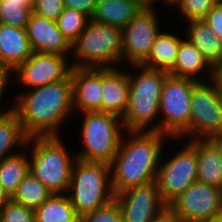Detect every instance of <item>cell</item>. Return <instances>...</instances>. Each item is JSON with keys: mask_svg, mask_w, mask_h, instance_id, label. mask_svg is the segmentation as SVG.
I'll return each mask as SVG.
<instances>
[{"mask_svg": "<svg viewBox=\"0 0 222 222\" xmlns=\"http://www.w3.org/2000/svg\"><path fill=\"white\" fill-rule=\"evenodd\" d=\"M34 212L36 222H79L67 193L51 194Z\"/></svg>", "mask_w": 222, "mask_h": 222, "instance_id": "25", "label": "cell"}, {"mask_svg": "<svg viewBox=\"0 0 222 222\" xmlns=\"http://www.w3.org/2000/svg\"><path fill=\"white\" fill-rule=\"evenodd\" d=\"M79 222H123L121 210L115 200L108 205L79 217Z\"/></svg>", "mask_w": 222, "mask_h": 222, "instance_id": "32", "label": "cell"}, {"mask_svg": "<svg viewBox=\"0 0 222 222\" xmlns=\"http://www.w3.org/2000/svg\"><path fill=\"white\" fill-rule=\"evenodd\" d=\"M70 74L74 113L102 112V68L72 67Z\"/></svg>", "mask_w": 222, "mask_h": 222, "instance_id": "15", "label": "cell"}, {"mask_svg": "<svg viewBox=\"0 0 222 222\" xmlns=\"http://www.w3.org/2000/svg\"><path fill=\"white\" fill-rule=\"evenodd\" d=\"M152 222H177V216L167 207L159 213Z\"/></svg>", "mask_w": 222, "mask_h": 222, "instance_id": "37", "label": "cell"}, {"mask_svg": "<svg viewBox=\"0 0 222 222\" xmlns=\"http://www.w3.org/2000/svg\"><path fill=\"white\" fill-rule=\"evenodd\" d=\"M165 159L166 162H162L161 156L156 184L163 201L169 205L193 182L197 181L196 139H189L177 154L169 159L165 157Z\"/></svg>", "mask_w": 222, "mask_h": 222, "instance_id": "9", "label": "cell"}, {"mask_svg": "<svg viewBox=\"0 0 222 222\" xmlns=\"http://www.w3.org/2000/svg\"><path fill=\"white\" fill-rule=\"evenodd\" d=\"M168 73L175 77L191 78L196 81H203L201 79L203 77L205 78L204 81H207V79L211 80L213 77V67L196 46L185 38V40H181L176 62ZM201 74L205 76L201 77Z\"/></svg>", "mask_w": 222, "mask_h": 222, "instance_id": "19", "label": "cell"}, {"mask_svg": "<svg viewBox=\"0 0 222 222\" xmlns=\"http://www.w3.org/2000/svg\"><path fill=\"white\" fill-rule=\"evenodd\" d=\"M71 53L73 56L69 58L72 59V67L122 66V29L89 19L72 45Z\"/></svg>", "mask_w": 222, "mask_h": 222, "instance_id": "5", "label": "cell"}, {"mask_svg": "<svg viewBox=\"0 0 222 222\" xmlns=\"http://www.w3.org/2000/svg\"><path fill=\"white\" fill-rule=\"evenodd\" d=\"M64 9L63 0H35L32 11L39 16L57 21Z\"/></svg>", "mask_w": 222, "mask_h": 222, "instance_id": "33", "label": "cell"}, {"mask_svg": "<svg viewBox=\"0 0 222 222\" xmlns=\"http://www.w3.org/2000/svg\"><path fill=\"white\" fill-rule=\"evenodd\" d=\"M67 194L79 217L111 203L115 195L110 165L76 159Z\"/></svg>", "mask_w": 222, "mask_h": 222, "instance_id": "6", "label": "cell"}, {"mask_svg": "<svg viewBox=\"0 0 222 222\" xmlns=\"http://www.w3.org/2000/svg\"><path fill=\"white\" fill-rule=\"evenodd\" d=\"M219 0H175L171 6L177 7L183 20H203L207 12Z\"/></svg>", "mask_w": 222, "mask_h": 222, "instance_id": "30", "label": "cell"}, {"mask_svg": "<svg viewBox=\"0 0 222 222\" xmlns=\"http://www.w3.org/2000/svg\"><path fill=\"white\" fill-rule=\"evenodd\" d=\"M145 5L142 0H97L91 19L122 29Z\"/></svg>", "mask_w": 222, "mask_h": 222, "instance_id": "20", "label": "cell"}, {"mask_svg": "<svg viewBox=\"0 0 222 222\" xmlns=\"http://www.w3.org/2000/svg\"><path fill=\"white\" fill-rule=\"evenodd\" d=\"M128 134V136H126ZM171 138L158 131H126L110 164L114 195L123 190L156 182L165 140Z\"/></svg>", "mask_w": 222, "mask_h": 222, "instance_id": "2", "label": "cell"}, {"mask_svg": "<svg viewBox=\"0 0 222 222\" xmlns=\"http://www.w3.org/2000/svg\"><path fill=\"white\" fill-rule=\"evenodd\" d=\"M63 2L65 8L80 11L91 19L97 0H63Z\"/></svg>", "mask_w": 222, "mask_h": 222, "instance_id": "36", "label": "cell"}, {"mask_svg": "<svg viewBox=\"0 0 222 222\" xmlns=\"http://www.w3.org/2000/svg\"><path fill=\"white\" fill-rule=\"evenodd\" d=\"M80 114L84 118L80 133L84 147L75 153L77 159L110 165L117 154L124 132L121 117L100 111Z\"/></svg>", "mask_w": 222, "mask_h": 222, "instance_id": "7", "label": "cell"}, {"mask_svg": "<svg viewBox=\"0 0 222 222\" xmlns=\"http://www.w3.org/2000/svg\"><path fill=\"white\" fill-rule=\"evenodd\" d=\"M27 140L15 111L0 115V161L21 151L20 149L27 152ZM13 148L17 150L13 151Z\"/></svg>", "mask_w": 222, "mask_h": 222, "instance_id": "24", "label": "cell"}, {"mask_svg": "<svg viewBox=\"0 0 222 222\" xmlns=\"http://www.w3.org/2000/svg\"><path fill=\"white\" fill-rule=\"evenodd\" d=\"M51 192L29 170L18 185L11 199L15 202L35 210L50 196Z\"/></svg>", "mask_w": 222, "mask_h": 222, "instance_id": "27", "label": "cell"}, {"mask_svg": "<svg viewBox=\"0 0 222 222\" xmlns=\"http://www.w3.org/2000/svg\"><path fill=\"white\" fill-rule=\"evenodd\" d=\"M220 191H221V201H222V186H221V188H220Z\"/></svg>", "mask_w": 222, "mask_h": 222, "instance_id": "47", "label": "cell"}, {"mask_svg": "<svg viewBox=\"0 0 222 222\" xmlns=\"http://www.w3.org/2000/svg\"><path fill=\"white\" fill-rule=\"evenodd\" d=\"M32 54L26 28L0 24V66L15 70Z\"/></svg>", "mask_w": 222, "mask_h": 222, "instance_id": "18", "label": "cell"}, {"mask_svg": "<svg viewBox=\"0 0 222 222\" xmlns=\"http://www.w3.org/2000/svg\"><path fill=\"white\" fill-rule=\"evenodd\" d=\"M222 133V96L220 89L211 80L199 81L192 90L190 137L209 140Z\"/></svg>", "mask_w": 222, "mask_h": 222, "instance_id": "10", "label": "cell"}, {"mask_svg": "<svg viewBox=\"0 0 222 222\" xmlns=\"http://www.w3.org/2000/svg\"><path fill=\"white\" fill-rule=\"evenodd\" d=\"M177 222H204V221L183 219V218H178V217H177Z\"/></svg>", "mask_w": 222, "mask_h": 222, "instance_id": "42", "label": "cell"}, {"mask_svg": "<svg viewBox=\"0 0 222 222\" xmlns=\"http://www.w3.org/2000/svg\"><path fill=\"white\" fill-rule=\"evenodd\" d=\"M210 29L222 41V0H219L203 19Z\"/></svg>", "mask_w": 222, "mask_h": 222, "instance_id": "34", "label": "cell"}, {"mask_svg": "<svg viewBox=\"0 0 222 222\" xmlns=\"http://www.w3.org/2000/svg\"><path fill=\"white\" fill-rule=\"evenodd\" d=\"M150 1H151L152 3H154V4L157 3V2H159V3L161 2V0H150Z\"/></svg>", "mask_w": 222, "mask_h": 222, "instance_id": "46", "label": "cell"}, {"mask_svg": "<svg viewBox=\"0 0 222 222\" xmlns=\"http://www.w3.org/2000/svg\"><path fill=\"white\" fill-rule=\"evenodd\" d=\"M7 1L20 2V4L24 7H33L35 3V0H7Z\"/></svg>", "mask_w": 222, "mask_h": 222, "instance_id": "41", "label": "cell"}, {"mask_svg": "<svg viewBox=\"0 0 222 222\" xmlns=\"http://www.w3.org/2000/svg\"><path fill=\"white\" fill-rule=\"evenodd\" d=\"M30 146L29 170L52 194L67 193L76 155L71 157L60 136L28 138Z\"/></svg>", "mask_w": 222, "mask_h": 222, "instance_id": "4", "label": "cell"}, {"mask_svg": "<svg viewBox=\"0 0 222 222\" xmlns=\"http://www.w3.org/2000/svg\"><path fill=\"white\" fill-rule=\"evenodd\" d=\"M197 181L221 188L222 156L209 140H196Z\"/></svg>", "mask_w": 222, "mask_h": 222, "instance_id": "22", "label": "cell"}, {"mask_svg": "<svg viewBox=\"0 0 222 222\" xmlns=\"http://www.w3.org/2000/svg\"><path fill=\"white\" fill-rule=\"evenodd\" d=\"M0 222H36L35 212L33 209L10 199L0 209Z\"/></svg>", "mask_w": 222, "mask_h": 222, "instance_id": "31", "label": "cell"}, {"mask_svg": "<svg viewBox=\"0 0 222 222\" xmlns=\"http://www.w3.org/2000/svg\"><path fill=\"white\" fill-rule=\"evenodd\" d=\"M11 77H13V80H14V69H11L9 67L0 66V104H1V102H3L2 99H4L3 96L6 94L5 90L7 89L6 87L9 83V81L11 80ZM13 100L14 101H13L12 105L10 107H8V109H6V111H5V108H4V111L2 109H0V115L14 111L15 98Z\"/></svg>", "mask_w": 222, "mask_h": 222, "instance_id": "35", "label": "cell"}, {"mask_svg": "<svg viewBox=\"0 0 222 222\" xmlns=\"http://www.w3.org/2000/svg\"><path fill=\"white\" fill-rule=\"evenodd\" d=\"M123 222H152L168 205L163 201L156 182L134 186L115 194Z\"/></svg>", "mask_w": 222, "mask_h": 222, "instance_id": "14", "label": "cell"}, {"mask_svg": "<svg viewBox=\"0 0 222 222\" xmlns=\"http://www.w3.org/2000/svg\"><path fill=\"white\" fill-rule=\"evenodd\" d=\"M26 33L33 52L54 53L67 56L72 46L59 30L57 22L32 12Z\"/></svg>", "mask_w": 222, "mask_h": 222, "instance_id": "16", "label": "cell"}, {"mask_svg": "<svg viewBox=\"0 0 222 222\" xmlns=\"http://www.w3.org/2000/svg\"><path fill=\"white\" fill-rule=\"evenodd\" d=\"M130 66L135 67L133 70L137 69V72H128V104L121 118L124 131L159 132V123L156 120L159 118L160 96L169 73L142 65Z\"/></svg>", "mask_w": 222, "mask_h": 222, "instance_id": "3", "label": "cell"}, {"mask_svg": "<svg viewBox=\"0 0 222 222\" xmlns=\"http://www.w3.org/2000/svg\"><path fill=\"white\" fill-rule=\"evenodd\" d=\"M162 2H165L167 5H171L175 0H161Z\"/></svg>", "mask_w": 222, "mask_h": 222, "instance_id": "43", "label": "cell"}, {"mask_svg": "<svg viewBox=\"0 0 222 222\" xmlns=\"http://www.w3.org/2000/svg\"><path fill=\"white\" fill-rule=\"evenodd\" d=\"M33 7H24L20 2L0 0V24L26 28Z\"/></svg>", "mask_w": 222, "mask_h": 222, "instance_id": "29", "label": "cell"}, {"mask_svg": "<svg viewBox=\"0 0 222 222\" xmlns=\"http://www.w3.org/2000/svg\"><path fill=\"white\" fill-rule=\"evenodd\" d=\"M154 3L145 5L122 28V63L141 65L151 52L154 41L161 33L160 20Z\"/></svg>", "mask_w": 222, "mask_h": 222, "instance_id": "11", "label": "cell"}, {"mask_svg": "<svg viewBox=\"0 0 222 222\" xmlns=\"http://www.w3.org/2000/svg\"><path fill=\"white\" fill-rule=\"evenodd\" d=\"M11 199V196L0 184V209Z\"/></svg>", "mask_w": 222, "mask_h": 222, "instance_id": "40", "label": "cell"}, {"mask_svg": "<svg viewBox=\"0 0 222 222\" xmlns=\"http://www.w3.org/2000/svg\"><path fill=\"white\" fill-rule=\"evenodd\" d=\"M181 36L162 32L157 36L147 59L141 64L147 68L169 72L177 59Z\"/></svg>", "mask_w": 222, "mask_h": 222, "instance_id": "23", "label": "cell"}, {"mask_svg": "<svg viewBox=\"0 0 222 222\" xmlns=\"http://www.w3.org/2000/svg\"><path fill=\"white\" fill-rule=\"evenodd\" d=\"M146 5L151 4L152 2L150 0H142Z\"/></svg>", "mask_w": 222, "mask_h": 222, "instance_id": "45", "label": "cell"}, {"mask_svg": "<svg viewBox=\"0 0 222 222\" xmlns=\"http://www.w3.org/2000/svg\"><path fill=\"white\" fill-rule=\"evenodd\" d=\"M67 57L54 53L33 52L14 70V81L22 85L21 88L25 86V89H32L63 80L72 68Z\"/></svg>", "mask_w": 222, "mask_h": 222, "instance_id": "13", "label": "cell"}, {"mask_svg": "<svg viewBox=\"0 0 222 222\" xmlns=\"http://www.w3.org/2000/svg\"><path fill=\"white\" fill-rule=\"evenodd\" d=\"M89 19L87 15L80 11L65 8L56 22L64 38L72 46L86 27Z\"/></svg>", "mask_w": 222, "mask_h": 222, "instance_id": "28", "label": "cell"}, {"mask_svg": "<svg viewBox=\"0 0 222 222\" xmlns=\"http://www.w3.org/2000/svg\"><path fill=\"white\" fill-rule=\"evenodd\" d=\"M212 80L215 82L217 87L222 90V59L213 67Z\"/></svg>", "mask_w": 222, "mask_h": 222, "instance_id": "38", "label": "cell"}, {"mask_svg": "<svg viewBox=\"0 0 222 222\" xmlns=\"http://www.w3.org/2000/svg\"><path fill=\"white\" fill-rule=\"evenodd\" d=\"M205 222H222V217L214 219V220L205 221Z\"/></svg>", "mask_w": 222, "mask_h": 222, "instance_id": "44", "label": "cell"}, {"mask_svg": "<svg viewBox=\"0 0 222 222\" xmlns=\"http://www.w3.org/2000/svg\"><path fill=\"white\" fill-rule=\"evenodd\" d=\"M168 207L178 218L204 222L214 220L222 217L221 191L215 186L195 181Z\"/></svg>", "mask_w": 222, "mask_h": 222, "instance_id": "12", "label": "cell"}, {"mask_svg": "<svg viewBox=\"0 0 222 222\" xmlns=\"http://www.w3.org/2000/svg\"><path fill=\"white\" fill-rule=\"evenodd\" d=\"M15 96V113L28 138L59 136L60 127L73 113L71 74ZM69 117V118H68Z\"/></svg>", "mask_w": 222, "mask_h": 222, "instance_id": "1", "label": "cell"}, {"mask_svg": "<svg viewBox=\"0 0 222 222\" xmlns=\"http://www.w3.org/2000/svg\"><path fill=\"white\" fill-rule=\"evenodd\" d=\"M188 39L202 53L207 62L214 67L222 59V41L204 20L186 22Z\"/></svg>", "mask_w": 222, "mask_h": 222, "instance_id": "21", "label": "cell"}, {"mask_svg": "<svg viewBox=\"0 0 222 222\" xmlns=\"http://www.w3.org/2000/svg\"><path fill=\"white\" fill-rule=\"evenodd\" d=\"M128 72L121 67L102 68V112L123 117L128 104Z\"/></svg>", "mask_w": 222, "mask_h": 222, "instance_id": "17", "label": "cell"}, {"mask_svg": "<svg viewBox=\"0 0 222 222\" xmlns=\"http://www.w3.org/2000/svg\"><path fill=\"white\" fill-rule=\"evenodd\" d=\"M198 82L172 75L165 78L159 104L160 133L172 139L190 137L191 95Z\"/></svg>", "mask_w": 222, "mask_h": 222, "instance_id": "8", "label": "cell"}, {"mask_svg": "<svg viewBox=\"0 0 222 222\" xmlns=\"http://www.w3.org/2000/svg\"><path fill=\"white\" fill-rule=\"evenodd\" d=\"M209 141L215 146L222 156V133L212 136Z\"/></svg>", "mask_w": 222, "mask_h": 222, "instance_id": "39", "label": "cell"}, {"mask_svg": "<svg viewBox=\"0 0 222 222\" xmlns=\"http://www.w3.org/2000/svg\"><path fill=\"white\" fill-rule=\"evenodd\" d=\"M22 151L0 161V184L10 196L29 172V155Z\"/></svg>", "mask_w": 222, "mask_h": 222, "instance_id": "26", "label": "cell"}]
</instances>
